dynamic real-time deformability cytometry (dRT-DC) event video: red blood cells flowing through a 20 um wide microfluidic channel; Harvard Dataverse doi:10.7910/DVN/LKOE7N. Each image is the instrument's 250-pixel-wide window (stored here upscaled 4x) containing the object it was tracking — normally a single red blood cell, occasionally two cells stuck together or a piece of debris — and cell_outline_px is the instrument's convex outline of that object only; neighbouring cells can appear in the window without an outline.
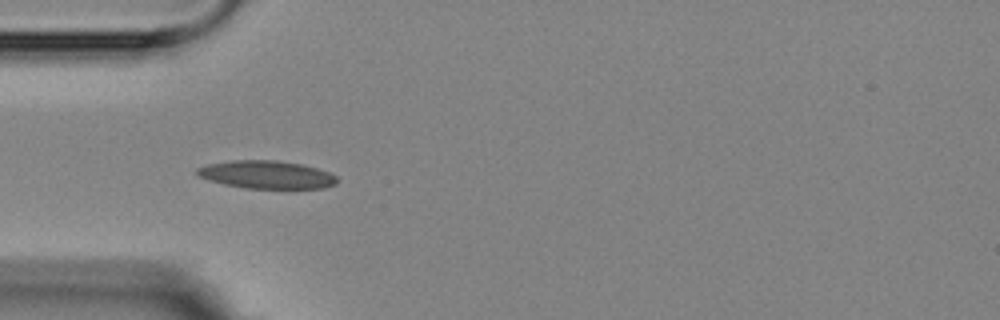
{"species": "Egyptian fruit bat (a non-hibernating species)", "species_latin": "Rousettus aegyptiacus", "temperature_condition": "room temperature", "stored_images_in_passage": 6, "camera_frame_rate_fps": 3000, "um_per_image_px": 0.085, "animal": {"sex": "female"}, "frame": {"image": 1, "passage_image": 5, "time_ms": 4.667, "image_size_px": [1000, 320], "cell_outline_px": [[336, 184], [324, 188], [244, 188], [224, 184], [196, 176], [196, 168], [208, 164], [232, 160], [276, 160], [304, 164], [328, 172], [336, 176]], "centroid_in_image_um": [22.64, 14.84], "position_along_channel_um": 62.4, "area_um2": 22.77}}
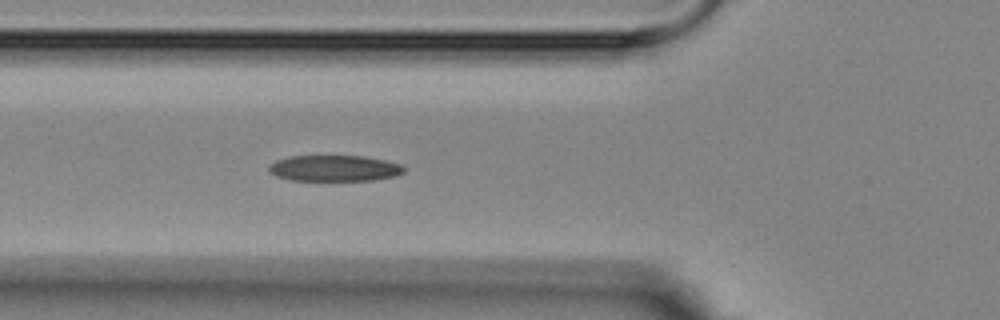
{"frame": {"image": 2, "passage_image": 6, "time_ms": 5.667, "image_size_px": [1000, 320], "cell_outline_px": [[404, 172], [396, 176], [372, 180], [292, 180], [276, 176], [268, 172], [268, 164], [276, 160], [288, 156], [364, 156], [384, 160], [400, 164], [404, 168]], "centroid_in_image_um": [28.38, 14.3], "position_along_channel_um": 97.4, "area_um2": 20.52}}